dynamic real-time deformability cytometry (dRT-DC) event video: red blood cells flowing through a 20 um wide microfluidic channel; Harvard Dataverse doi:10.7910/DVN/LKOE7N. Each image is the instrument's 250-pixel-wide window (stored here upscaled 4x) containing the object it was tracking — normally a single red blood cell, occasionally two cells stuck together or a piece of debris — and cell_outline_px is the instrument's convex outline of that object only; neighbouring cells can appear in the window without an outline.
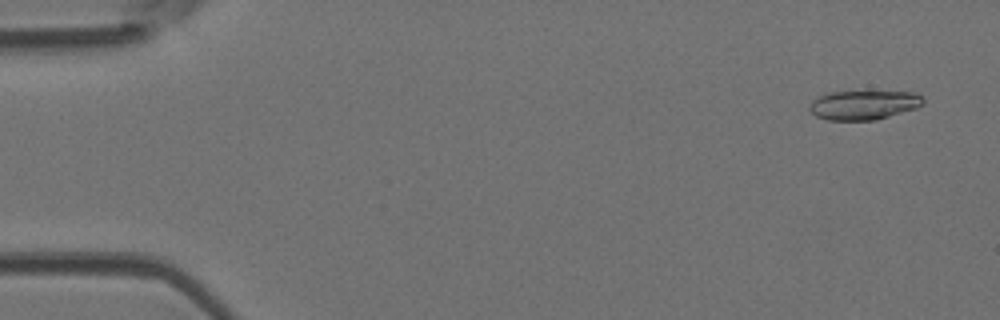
{"species": "Egyptian fruit bat (a non-hibernating species)", "species_latin": "Rousettus aegyptiacus", "temperature_condition": "room temperature", "stored_images_in_passage": 49, "camera_frame_rate_fps": 3000, "um_per_image_px": 0.085, "animal": {"sex": "female"}, "frame": {"image": 1, "passage_image": 3, "time_ms": 0.667, "image_size_px": [1000, 320], "cell_outline_px": [[924, 104], [916, 108], [876, 120], [828, 120], [816, 116], [808, 108], [812, 100], [828, 92], [912, 92], [924, 96]], "centroid_in_image_um": [73.43, 8.92], "position_along_channel_um": 11.6, "area_um2": 19.31}}
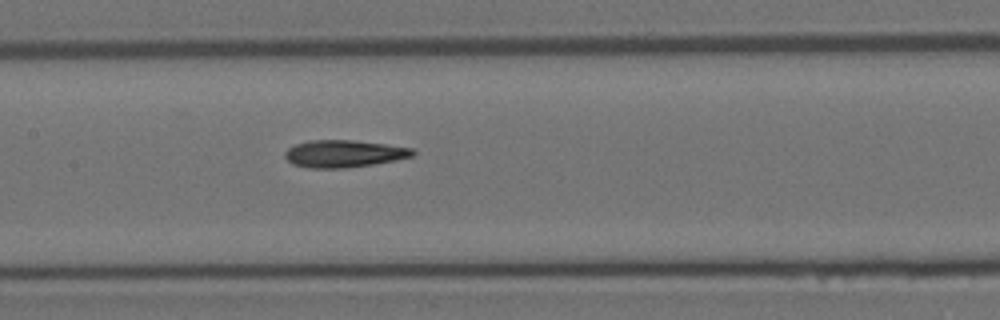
{"frame": {"image": 2, "passage_image": 24, "time_ms": 7.667, "image_size_px": [1000, 320], "cell_outline_px": [[416, 156], [396, 160], [372, 164], [344, 168], [308, 168], [292, 164], [284, 156], [284, 152], [288, 148], [296, 144], [308, 140], [352, 140], [384, 144], [412, 148], [416, 152]], "centroid_in_image_um": [29.23, 13.06], "position_along_channel_um": 178.2, "area_um2": 20.35}}
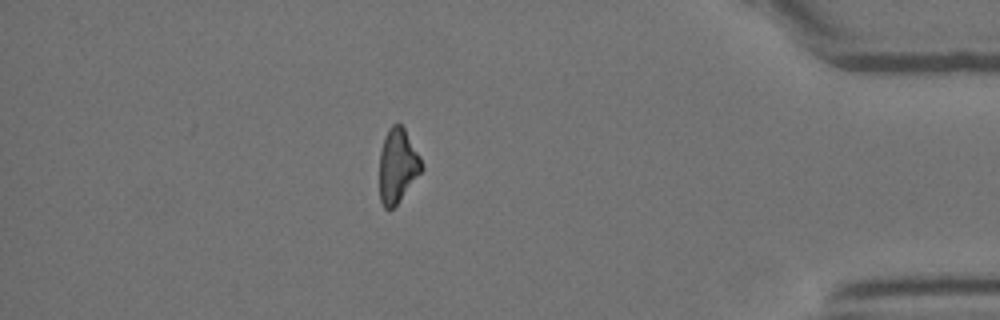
{"frame": {"image": 3, "passage_image": 43, "time_ms": 14.0, "image_size_px": [1000, 320], "cell_outline_px": [[424, 168], [396, 204], [392, 208], [384, 208], [380, 200], [380, 152], [384, 136], [388, 128], [392, 124], [400, 124], [404, 128], [420, 156]], "centroid_in_image_um": [33.79, 14.05], "position_along_channel_um": 401.4, "area_um2": 17.98}, "authors_computed_cell_mechanics": {"area_um2": 19.652, "velocity_mm_per_s": 4.1671, "shape_relaxation_time_tau1_ms": null, "shape_relaxation_time_tau2_ms": 9.1283, "deformation_change_tau1": null, "deformation_change_tau2": 0.2326}}